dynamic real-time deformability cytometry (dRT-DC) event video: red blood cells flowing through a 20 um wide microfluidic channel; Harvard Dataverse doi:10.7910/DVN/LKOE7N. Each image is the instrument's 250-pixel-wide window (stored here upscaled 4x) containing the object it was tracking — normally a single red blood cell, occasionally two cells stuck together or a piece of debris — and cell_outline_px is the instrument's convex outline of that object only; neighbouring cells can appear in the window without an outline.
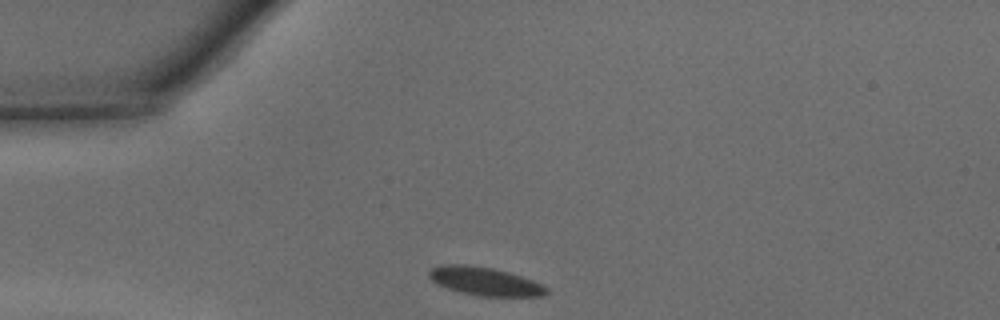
{"species": "common noctule bat (a hibernating species)", "species_latin": "Nyctalus noctula", "temperature_condition": "warm", "stored_images_in_passage": 26, "camera_frame_rate_fps": 3000, "um_per_image_px": 0.085, "animal": {"sex": "male", "body_mass_g": 15.6}, "frame": {"image": 1, "passage_image": 1, "time_ms": 0.0, "image_size_px": [1000, 320], "cell_outline_px": [[548, 292], [544, 296], [480, 296], [448, 288], [432, 280], [428, 276], [428, 272], [432, 268], [444, 264], [464, 264], [492, 268], [508, 272], [532, 280], [548, 288]], "centroid_in_image_um": [41.23, 23.9], "position_along_channel_um": 43.8, "area_um2": 19.02}}
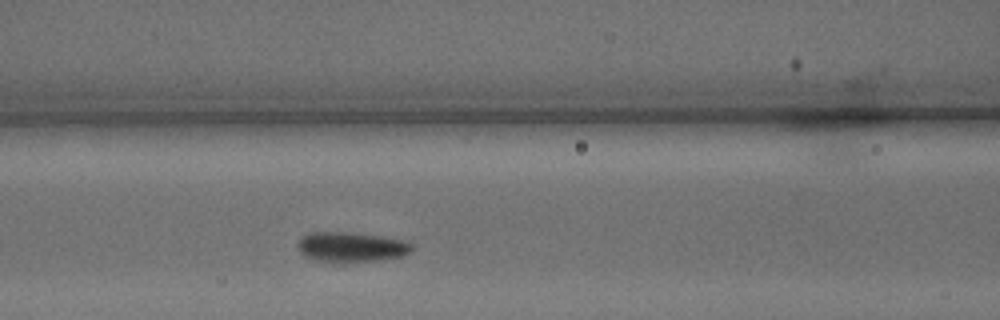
{"frame": {"image": 2, "passage_image": 9, "time_ms": 2.667, "image_size_px": [1000, 320], "cell_outline_px": [[412, 248], [404, 256], [376, 260], [316, 260], [304, 256], [300, 252], [296, 244], [304, 236], [312, 232], [352, 232], [380, 236], [404, 240], [412, 244]], "centroid_in_image_um": [29.85, 20.96], "position_along_channel_um": 136.7, "area_um2": 19.31}}
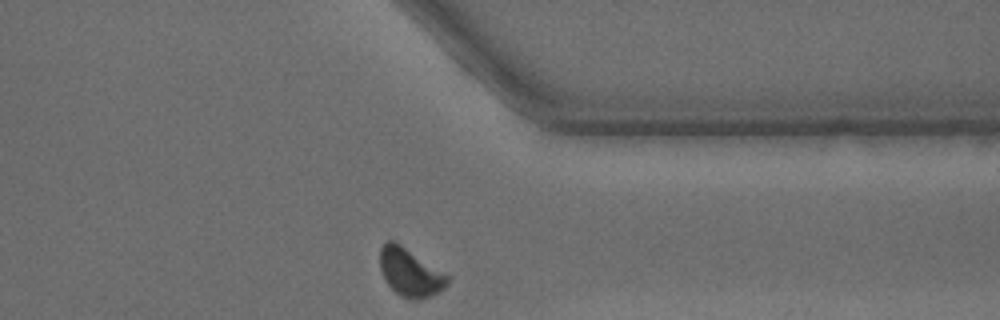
{"frame": {"image": 3, "passage_image": 26, "time_ms": 8.333, "image_size_px": [1000, 320], "cell_outline_px": [[452, 276], [448, 284], [444, 288], [428, 296], [416, 300], [408, 300], [400, 296], [388, 284], [380, 268], [380, 248], [388, 240], [396, 240]], "centroid_in_image_um": [34.9, 23.12], "position_along_channel_um": 376.5, "area_um2": 19.25}, "authors_computed_cell_mechanics": {"area_um2": 19.5942, "velocity_mm_per_s": 4.3075, "shape_relaxation_time_tau1_ms": 2.4503, "shape_relaxation_time_tau2_ms": 0.6199, "deformation_change_tau1": 0.1232, "deformation_change_tau2": 0.0616}}